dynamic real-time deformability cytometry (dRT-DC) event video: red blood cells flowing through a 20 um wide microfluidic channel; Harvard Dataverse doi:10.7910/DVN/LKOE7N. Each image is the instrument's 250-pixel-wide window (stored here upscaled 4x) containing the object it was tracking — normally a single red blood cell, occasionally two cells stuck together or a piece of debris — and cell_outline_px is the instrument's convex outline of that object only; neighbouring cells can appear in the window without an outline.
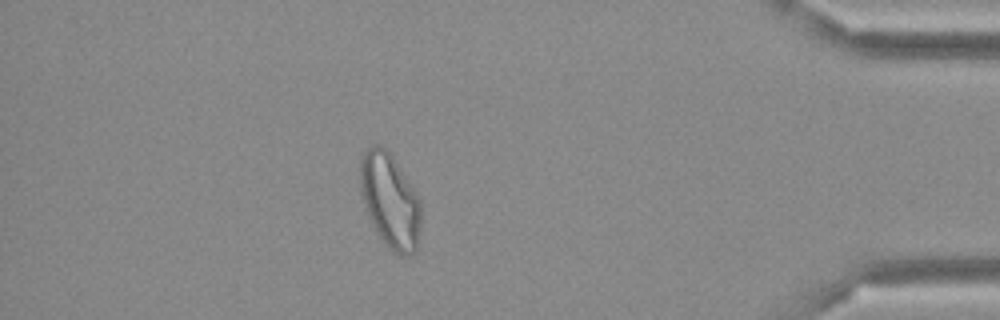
{"species": "Egyptian fruit bat (a non-hibernating species)", "species_latin": "Rousettus aegyptiacus", "temperature_condition": "cold", "stored_images_in_passage": 49, "segment_of_instrument_passage": [1, 2], "camera_frame_rate_fps": 3000, "um_per_image_px": 0.085, "frame": {"image": 1, "passage_image": 42, "time_ms": 13.667, "image_size_px": [1000, 320], "cell_outline_px": [[420, 228], [416, 252], [408, 256], [400, 256], [392, 252], [380, 236], [368, 216], [364, 204], [360, 188], [360, 156], [372, 144], [380, 144], [392, 156], [420, 200]], "centroid_in_image_um": [33.14, 17.07], "position_along_channel_um": 402.1, "area_um2": 33.23}}